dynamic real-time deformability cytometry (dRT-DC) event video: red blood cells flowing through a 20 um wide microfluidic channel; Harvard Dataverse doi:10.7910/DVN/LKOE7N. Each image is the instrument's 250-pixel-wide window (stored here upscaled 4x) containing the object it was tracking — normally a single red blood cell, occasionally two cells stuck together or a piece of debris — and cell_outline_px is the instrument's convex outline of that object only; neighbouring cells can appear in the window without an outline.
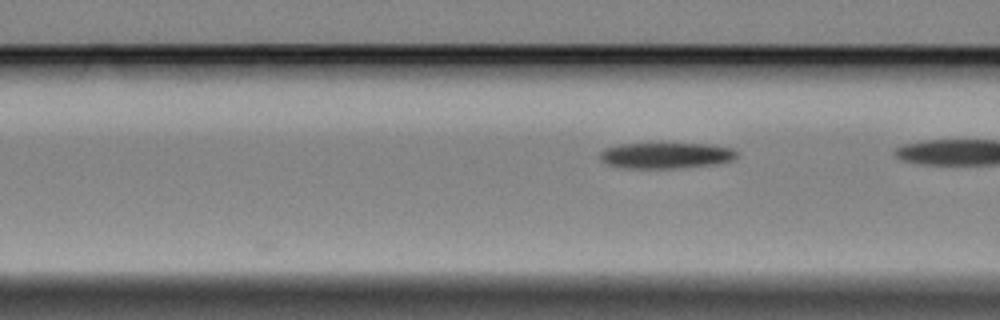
{"species": "Egyptian fruit bat (a non-hibernating species)", "species_latin": "Rousettus aegyptiacus", "temperature_condition": "cold", "stored_images_in_passage": 6, "camera_frame_rate_fps": 3000, "um_per_image_px": 0.085, "animal": {"sex": "female"}, "frame": {"image": 1, "passage_image": 6, "time_ms": 1.667, "image_size_px": [1000, 320], "cell_outline_px": [[740, 152], [732, 160], [716, 164], [680, 168], [624, 168], [608, 164], [600, 160], [600, 152], [604, 148], [620, 144], [708, 144], [732, 148]], "centroid_in_image_um": [56.61, 13.22], "position_along_channel_um": 110.0, "area_um2": 20.69}}